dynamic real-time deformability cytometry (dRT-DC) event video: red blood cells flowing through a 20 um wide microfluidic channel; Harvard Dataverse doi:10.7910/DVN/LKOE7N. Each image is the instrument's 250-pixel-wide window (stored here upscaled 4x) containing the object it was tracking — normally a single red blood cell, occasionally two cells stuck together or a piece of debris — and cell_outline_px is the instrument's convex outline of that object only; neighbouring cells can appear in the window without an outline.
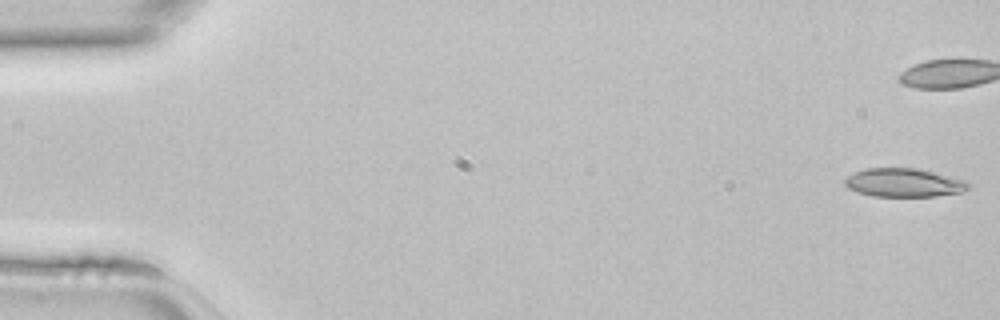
{"species": "common noctule bat (a hibernating species)", "species_latin": "Nyctalus noctula", "temperature_condition": "room temperature", "stored_images_in_passage": 46, "camera_frame_rate_fps": 3000, "um_per_image_px": 0.085, "animal": {"sex": "female", "body_mass_g": 22.7, "forearm_length_mm": 54.2}, "frame": {"image": 1, "passage_image": 1, "time_ms": 0.0, "image_size_px": [1000, 320], "cell_outline_px": [[968, 188], [964, 192], [936, 196], [872, 196], [848, 188], [844, 184], [844, 180], [848, 176], [864, 168], [916, 168], [964, 180], [968, 184]], "centroid_in_image_um": [76.81, 15.53], "position_along_channel_um": 8.2, "area_um2": 20.29}}
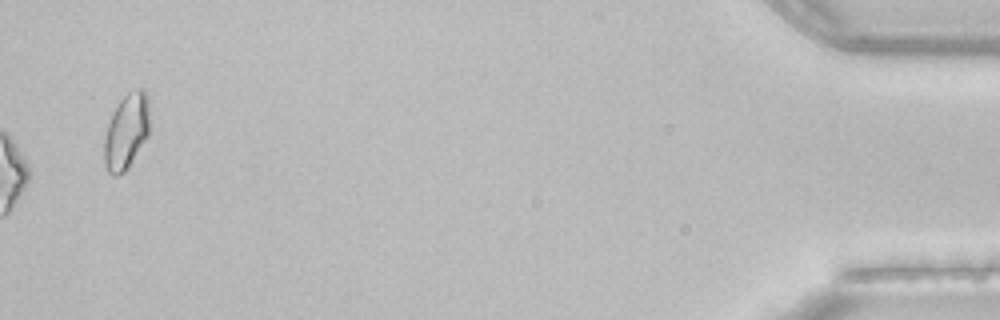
{"frame": {"image": 2, "passage_image": 46, "time_ms": 15.0, "image_size_px": [1000, 320], "cell_outline_px": [[148, 136], [128, 168], [124, 172], [116, 176], [112, 176], [108, 172], [104, 164], [104, 140], [108, 124], [112, 112], [120, 100], [128, 92], [136, 88], [144, 88], [148, 96]], "centroid_in_image_um": [10.73, 11.17], "position_along_channel_um": 424.5, "area_um2": 20.06}}